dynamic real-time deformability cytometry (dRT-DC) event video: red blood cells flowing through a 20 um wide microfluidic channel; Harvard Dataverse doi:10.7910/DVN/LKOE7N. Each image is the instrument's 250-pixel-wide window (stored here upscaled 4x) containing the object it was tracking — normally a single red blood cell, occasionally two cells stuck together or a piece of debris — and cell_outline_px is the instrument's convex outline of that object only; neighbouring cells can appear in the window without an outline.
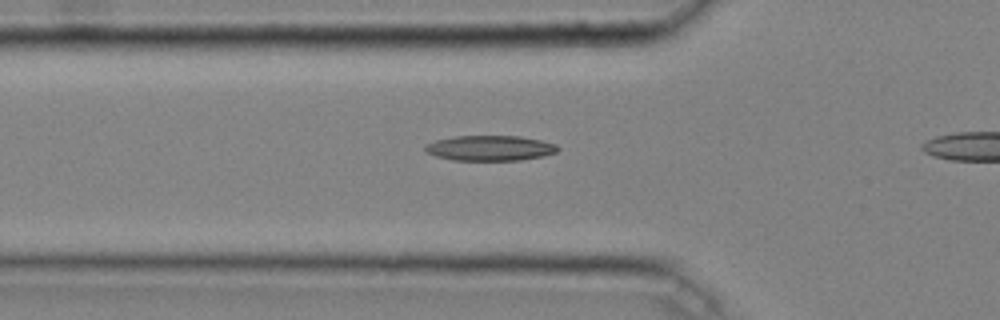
{"species": "common noctule bat (a hibernating species)", "species_latin": "Nyctalus noctula", "temperature_condition": "cold", "stored_images_in_passage": 7, "camera_frame_rate_fps": 3000, "um_per_image_px": 0.085, "animal": {"sex": "male", "body_mass_g": 20.4}, "frame": {"image": 1, "passage_image": 2, "time_ms": 0.333, "image_size_px": [1000, 320], "cell_outline_px": [[560, 148], [556, 152], [544, 156], [520, 160], [452, 160], [436, 156], [424, 152], [424, 144], [436, 140], [456, 136], [520, 136], [540, 140], [556, 144]], "centroid_in_image_um": [41.63, 12.59], "position_along_channel_um": 84.2, "area_um2": 19.59}}
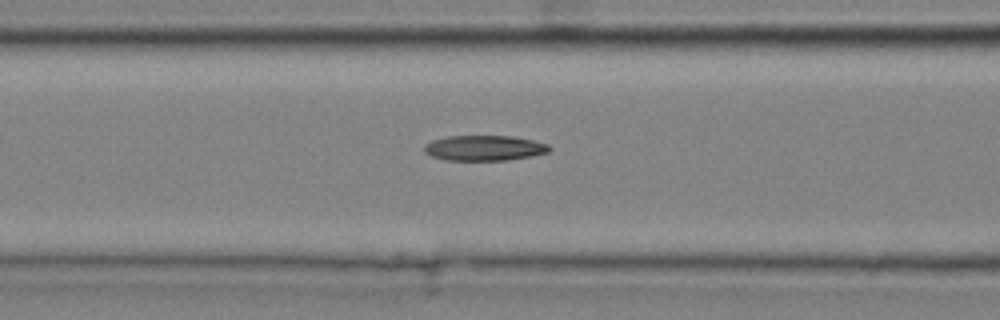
{"frame": {"image": 2, "passage_image": 5, "time_ms": 1.333, "image_size_px": [1000, 320], "cell_outline_px": [[552, 148], [548, 152], [532, 156], [508, 160], [448, 160], [432, 156], [424, 152], [424, 144], [432, 140], [448, 136], [512, 136], [532, 140], [548, 144]], "centroid_in_image_um": [41.17, 12.58], "position_along_channel_um": 125.4, "area_um2": 18.44}}